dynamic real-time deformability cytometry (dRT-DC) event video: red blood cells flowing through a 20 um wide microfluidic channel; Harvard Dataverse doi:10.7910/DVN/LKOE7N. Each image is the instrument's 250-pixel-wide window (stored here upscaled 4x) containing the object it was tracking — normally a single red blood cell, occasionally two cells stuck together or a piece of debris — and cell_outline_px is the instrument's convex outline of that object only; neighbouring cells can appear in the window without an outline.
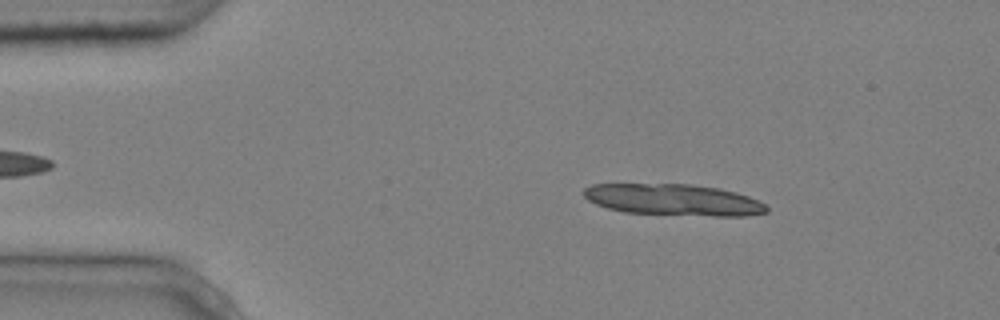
{"species": "common noctule bat (a hibernating species)", "species_latin": "Nyctalus noctula", "temperature_condition": "cold", "stored_images_in_passage": 5, "segment_of_instrument_passage": [1, 2], "camera_frame_rate_fps": 3000, "um_per_image_px": 0.085, "animal": {"sex": "male", "body_mass_g": 20.4}, "frame": {"image": 1, "passage_image": 2, "time_ms": 0.333, "image_size_px": [1000, 320], "cell_outline_px": [[768, 212], [748, 216], [712, 216], [624, 212], [608, 208], [596, 204], [588, 200], [584, 196], [584, 188], [592, 184], [692, 184], [720, 188], [736, 192], [748, 196], [764, 204], [768, 208]], "centroid_in_image_um": [57.26, 16.98], "position_along_channel_um": 27.7, "area_um2": 33.52}}